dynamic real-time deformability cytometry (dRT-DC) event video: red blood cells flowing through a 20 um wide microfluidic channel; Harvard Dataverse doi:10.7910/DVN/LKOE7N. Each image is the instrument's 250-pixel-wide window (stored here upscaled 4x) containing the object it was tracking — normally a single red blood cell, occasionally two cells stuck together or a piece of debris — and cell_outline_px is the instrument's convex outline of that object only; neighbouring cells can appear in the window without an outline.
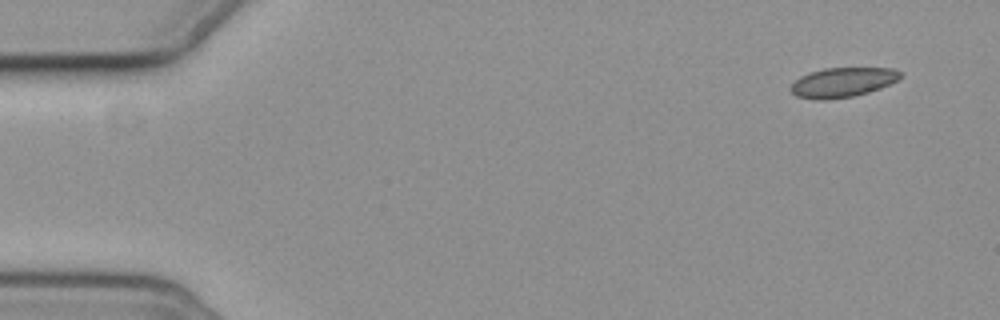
{"species": "common noctule bat (a hibernating species)", "species_latin": "Nyctalus noctula", "temperature_condition": "cold", "stored_images_in_passage": 6, "segment_of_instrument_passage": [2, 2], "camera_frame_rate_fps": 3000, "um_per_image_px": 0.085, "animal": {"sex": "female", "body_mass_g": 19.3, "forearm_length_mm": 54.1}, "frame": {"image": 1, "passage_image": 6, "time_ms": 7.0, "image_size_px": [1000, 320], "cell_outline_px": [[900, 76], [896, 80], [880, 88], [868, 92], [852, 96], [824, 100], [820, 100], [796, 96], [788, 88], [800, 76], [808, 72], [824, 68], [892, 68], [900, 72]], "centroid_in_image_um": [71.56, 6.99], "position_along_channel_um": 13.4, "area_um2": 18.73}}